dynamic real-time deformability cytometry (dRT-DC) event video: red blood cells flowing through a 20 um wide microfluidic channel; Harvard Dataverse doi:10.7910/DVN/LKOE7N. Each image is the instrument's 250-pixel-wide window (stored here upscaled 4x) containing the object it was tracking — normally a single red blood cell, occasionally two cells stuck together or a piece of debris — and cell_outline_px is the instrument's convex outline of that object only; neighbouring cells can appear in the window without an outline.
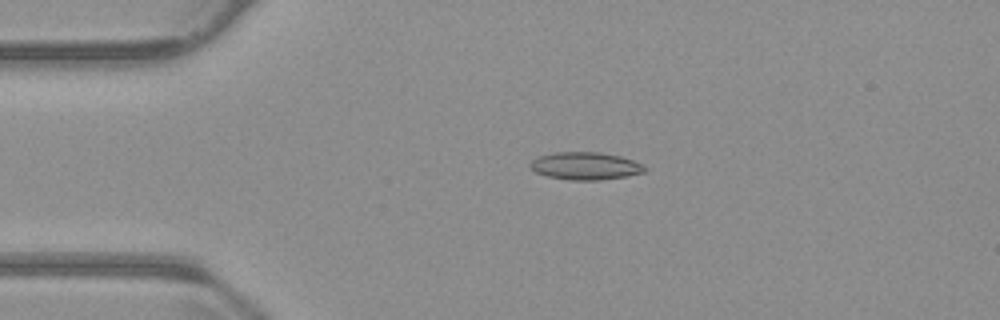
{"species": "common noctule bat (a hibernating species)", "species_latin": "Nyctalus noctula", "temperature_condition": "warm", "stored_images_in_passage": 55, "camera_frame_rate_fps": 3000, "um_per_image_px": 0.085, "animal": {"sex": "male", "body_mass_g": 23.1, "forearm_length_mm": 52.7}, "frame": {"image": 1, "passage_image": 12, "time_ms": 3.667, "image_size_px": [1000, 320], "cell_outline_px": [[648, 168], [644, 172], [628, 176], [600, 180], [568, 180], [548, 176], [536, 172], [528, 164], [536, 156], [556, 152], [600, 152], [620, 156], [644, 164]], "centroid_in_image_um": [49.77, 14.1], "position_along_channel_um": 35.2, "area_um2": 18.55}}
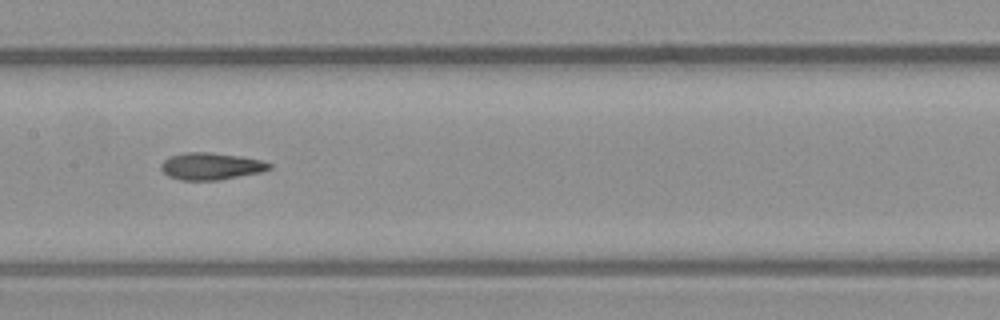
{"frame": {"image": 2, "passage_image": 27, "time_ms": 8.667, "image_size_px": [1000, 320], "cell_outline_px": [[272, 168], [260, 172], [220, 180], [180, 180], [168, 176], [160, 168], [160, 164], [164, 160], [172, 156], [188, 152], [212, 152], [240, 156], [260, 160], [272, 164]], "centroid_in_image_um": [17.93, 14.13], "position_along_channel_um": 189.5, "area_um2": 16.99}}
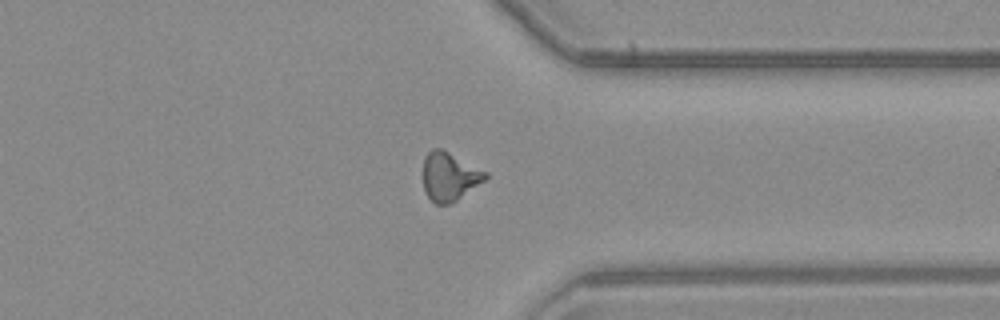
{"frame": {"image": 3, "passage_image": 42, "time_ms": 13.667, "image_size_px": [1000, 320], "cell_outline_px": [[488, 176], [484, 180], [452, 204], [436, 204], [428, 196], [424, 188], [424, 156], [432, 148], [440, 148], [488, 172]], "centroid_in_image_um": [38.2, 15.0], "position_along_channel_um": 373.2, "area_um2": 17.4}, "authors_computed_cell_mechanics": {"area_um2": 17.2822, "velocity_mm_per_s": 3.768, "shape_relaxation_time_tau1_ms": null, "shape_relaxation_time_tau2_ms": 4.1709, "deformation_change_tau1": null, "deformation_change_tau2": 0.1178}}